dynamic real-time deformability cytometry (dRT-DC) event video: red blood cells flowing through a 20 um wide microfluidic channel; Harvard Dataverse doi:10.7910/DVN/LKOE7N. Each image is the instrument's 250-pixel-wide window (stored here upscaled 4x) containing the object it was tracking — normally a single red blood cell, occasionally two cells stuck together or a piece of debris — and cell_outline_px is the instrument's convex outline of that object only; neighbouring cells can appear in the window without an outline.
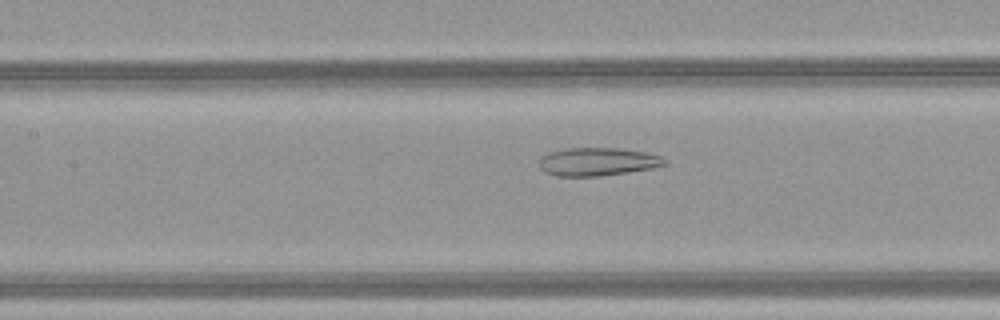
{"species": "common noctule bat (a hibernating species)", "species_latin": "Nyctalus noctula", "temperature_condition": "warm", "stored_images_in_passage": 38, "camera_frame_rate_fps": 3000, "um_per_image_px": 0.085, "animal": {"sex": "female", "body_mass_g": 21.9}, "frame": {"image": 1, "passage_image": 12, "time_ms": 3.667, "image_size_px": [1000, 320], "cell_outline_px": [[668, 164], [656, 168], [600, 176], [556, 176], [544, 172], [540, 168], [540, 156], [548, 152], [564, 148], [620, 148], [644, 152], [660, 156], [668, 160]], "centroid_in_image_um": [50.81, 13.74], "position_along_channel_um": 156.6, "area_um2": 20.87}}
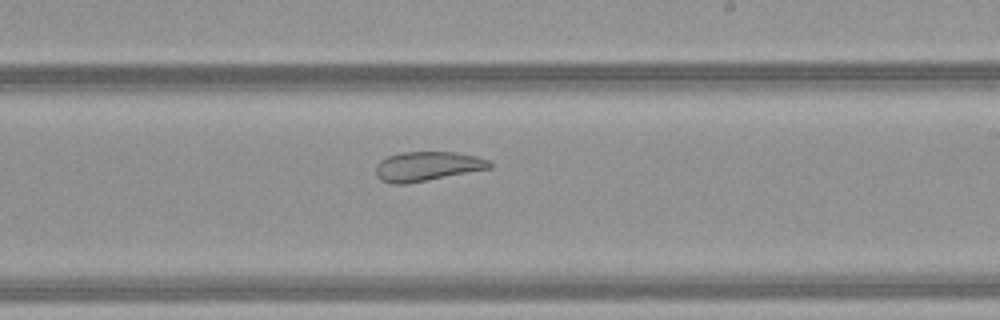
{"frame": {"image": 2, "passage_image": 19, "time_ms": 6.0, "image_size_px": [1000, 320], "cell_outline_px": [[492, 168], [408, 184], [388, 184], [380, 180], [376, 176], [376, 164], [380, 160], [388, 156], [400, 152], [456, 152], [476, 156], [488, 160], [492, 164]], "centroid_in_image_um": [36.28, 14.14], "position_along_channel_um": 252.7, "area_um2": 19.77}}
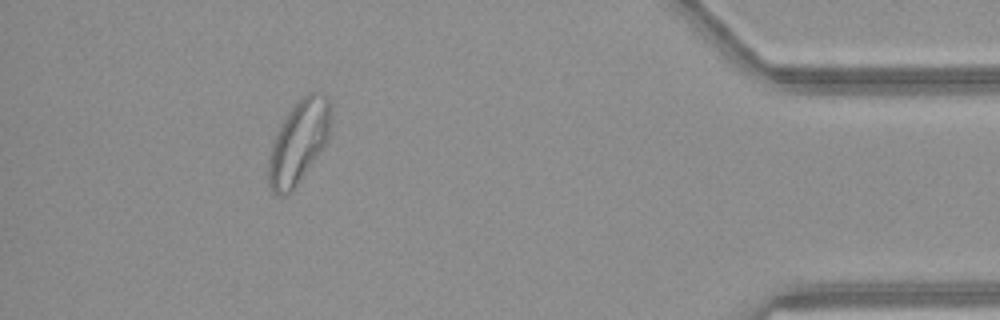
{"frame": {"image": 3, "passage_image": 34, "time_ms": 11.0, "image_size_px": [1000, 320], "cell_outline_px": [[332, 112], [328, 140], [324, 148], [296, 184], [284, 196], [276, 196], [272, 192], [268, 184], [268, 160], [272, 140], [284, 116], [296, 100], [308, 92], [324, 92], [328, 96], [332, 104]], "centroid_in_image_um": [25.4, 11.99], "position_along_channel_um": 409.8, "area_um2": 30.87}, "authors_computed_cell_mechanics": {"area_um2": 24.1026, "velocity_mm_per_s": 4.1247, "shape_relaxation_time_tau1_ms": null, "shape_relaxation_time_tau2_ms": 1.4025, "deformation_change_tau1": null, "deformation_change_tau2": 0.067}}